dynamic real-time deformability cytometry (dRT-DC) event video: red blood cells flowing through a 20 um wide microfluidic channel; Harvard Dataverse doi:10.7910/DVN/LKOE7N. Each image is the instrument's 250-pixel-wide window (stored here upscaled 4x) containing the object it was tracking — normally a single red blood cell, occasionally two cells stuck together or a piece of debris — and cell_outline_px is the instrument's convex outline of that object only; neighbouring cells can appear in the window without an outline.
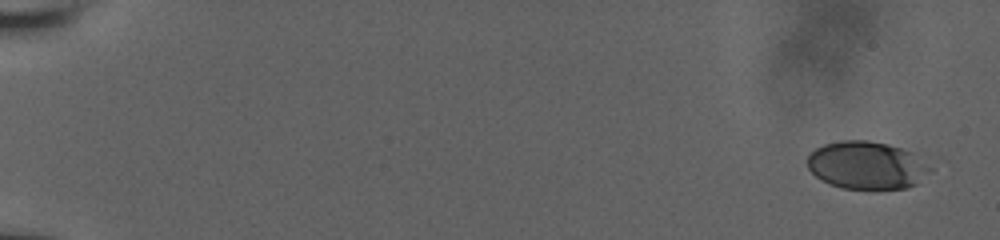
{"species": "human", "species_latin": "Homo sapiens", "temperature_condition": "room temperature", "stored_images_in_passage": 11, "camera_frame_rate_fps": 3000, "um_per_image_px": 0.085, "donor": {"sex": "male"}, "frame": {"image": 1, "passage_image": 1, "time_ms": 0.0, "image_size_px": [1000, 240], "cell_outline_px": [[932, 172], [916, 184], [904, 188], [844, 188], [832, 184], [816, 176], [808, 168], [808, 156], [816, 148], [824, 144], [840, 140], [868, 140], [888, 144], [912, 152], [932, 168]], "centroid_in_image_um": [73.69, 14.03], "position_along_channel_um": 11.3, "area_um2": 33.81}}
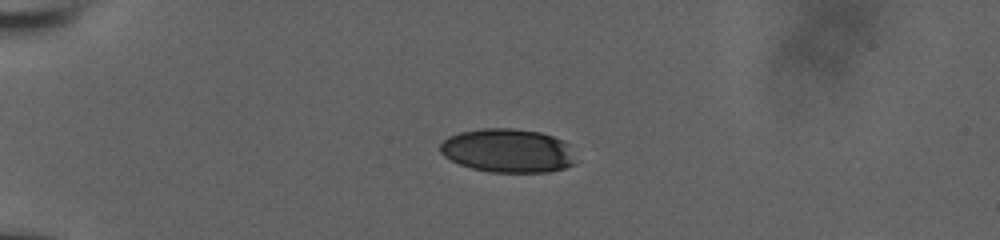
{"frame": {"image": 2, "passage_image": 7, "time_ms": 4.667, "image_size_px": [1000, 240], "cell_outline_px": [[572, 164], [564, 168], [548, 172], [488, 172], [472, 168], [460, 164], [444, 156], [440, 152], [440, 144], [448, 136], [460, 132], [480, 128], [512, 128], [540, 132], [564, 140], [568, 144]], "centroid_in_image_um": [43.1, 12.79], "position_along_channel_um": 41.9, "area_um2": 34.28}}
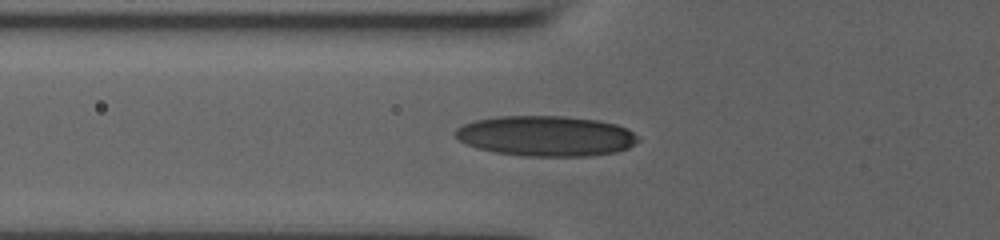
{"frame": {"image": 3, "passage_image": 10, "time_ms": 7.0, "image_size_px": [1000, 240], "cell_outline_px": [[640, 140], [628, 148], [616, 152], [588, 156], [524, 156], [496, 152], [480, 148], [468, 144], [460, 140], [456, 136], [456, 128], [464, 124], [476, 120], [496, 116], [564, 116], [596, 120], [616, 124], [628, 128], [640, 136]], "centroid_in_image_um": [46.47, 11.55], "position_along_channel_um": 79.3, "area_um2": 42.95}}